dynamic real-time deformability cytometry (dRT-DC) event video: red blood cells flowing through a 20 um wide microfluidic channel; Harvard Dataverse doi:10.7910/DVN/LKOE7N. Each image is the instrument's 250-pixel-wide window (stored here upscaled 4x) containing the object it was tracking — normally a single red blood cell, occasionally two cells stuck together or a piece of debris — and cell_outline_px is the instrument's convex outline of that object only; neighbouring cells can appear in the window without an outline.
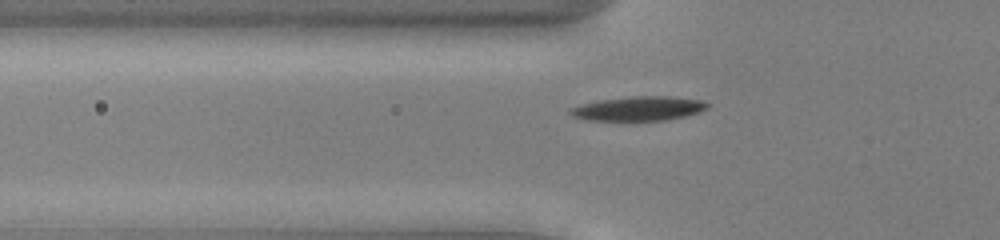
{"species": "common noctule bat (a hibernating species)", "species_latin": "Nyctalus noctula", "temperature_condition": "cold", "stored_images_in_passage": 51, "camera_frame_rate_fps": 3000, "um_per_image_px": 0.085, "animal": {"sex": "male", "body_mass_g": 13.0, "forearm_length_mm": 53.1}, "frame": {"image": 1, "passage_image": 16, "time_ms": 5.0, "image_size_px": [1000, 240], "cell_outline_px": [[708, 108], [700, 112], [668, 120], [584, 120], [572, 116], [568, 112], [568, 108], [600, 100], [632, 96], [668, 96], [700, 100], [708, 104]], "centroid_in_image_um": [54.26, 9.23], "position_along_channel_um": 71.5, "area_um2": 19.31}}
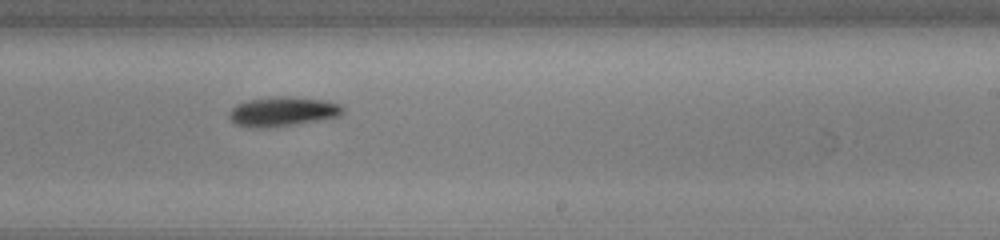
{"frame": {"image": 2, "passage_image": 31, "time_ms": 10.0, "image_size_px": [1000, 240], "cell_outline_px": [[344, 112], [340, 116], [292, 124], [264, 128], [256, 128], [236, 124], [228, 116], [228, 112], [236, 104], [248, 100], [324, 100], [340, 104], [344, 108]], "centroid_in_image_um": [24.0, 9.54], "position_along_channel_um": 265.0, "area_um2": 18.09}}
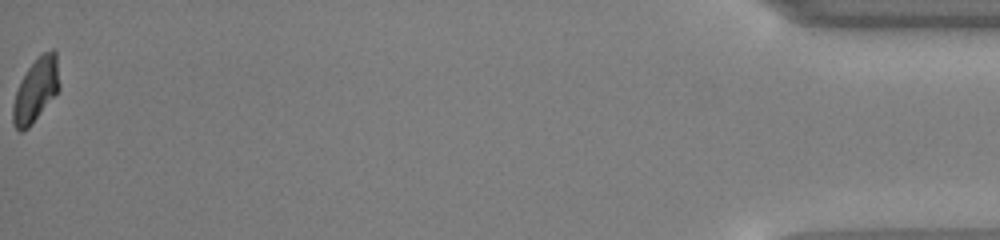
{"frame": {"image": 3, "passage_image": 51, "time_ms": 16.667, "image_size_px": [1000, 240], "cell_outline_px": [[60, 88], [32, 124], [24, 132], [20, 132], [12, 124], [12, 104], [20, 80], [28, 68], [44, 52], [52, 48], [56, 52], [60, 84]], "centroid_in_image_um": [3.03, 7.68], "position_along_channel_um": 432.2, "area_um2": 17.22}, "authors_computed_cell_mechanics": {"area_um2": 17.8602, "velocity_mm_per_s": 3.8908, "shape_relaxation_time_tau1_ms": 5.2775, "shape_relaxation_time_tau2_ms": null, "deformation_change_tau1": 0.1937, "deformation_change_tau2": null}}